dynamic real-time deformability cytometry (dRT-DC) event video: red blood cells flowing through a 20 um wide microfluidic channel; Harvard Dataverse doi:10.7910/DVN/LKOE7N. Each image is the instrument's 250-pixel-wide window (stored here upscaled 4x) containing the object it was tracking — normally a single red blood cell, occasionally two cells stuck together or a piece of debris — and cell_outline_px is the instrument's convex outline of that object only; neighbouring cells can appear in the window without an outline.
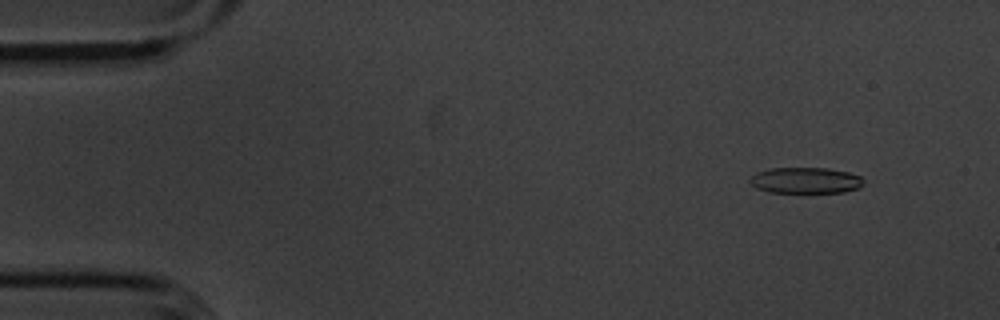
{"species": "common noctule bat (a hibernating species)", "species_latin": "Nyctalus noctula", "temperature_condition": "cold", "stored_images_in_passage": 17, "camera_frame_rate_fps": 3000, "um_per_image_px": 0.085, "animal": {"sex": "male", "body_mass_g": 20.1, "forearm_length_mm": 53.5}, "frame": {"image": 1, "passage_image": 6, "time_ms": 1.667, "image_size_px": [1000, 320], "cell_outline_px": [[864, 180], [860, 188], [844, 192], [768, 192], [756, 188], [748, 180], [756, 172], [768, 168], [828, 168], [848, 172], [860, 176]], "centroid_in_image_um": [68.46, 15.33], "position_along_channel_um": 16.5, "area_um2": 17.28}}
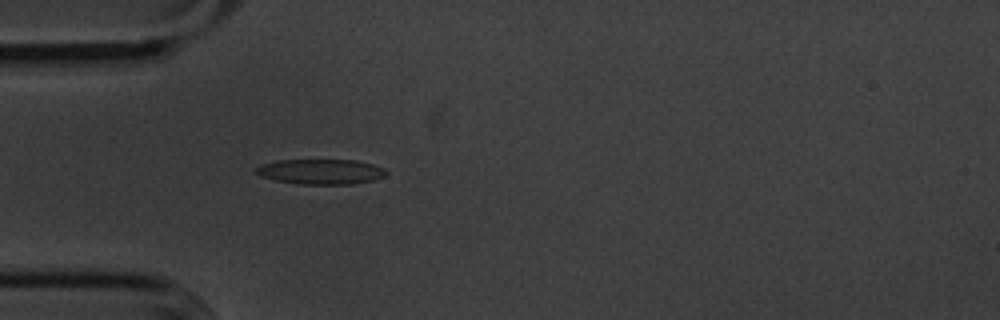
{"frame": {"image": 2, "passage_image": 17, "time_ms": 5.333, "image_size_px": [1000, 320], "cell_outline_px": [[388, 172], [384, 176], [372, 180], [352, 184], [300, 184], [276, 180], [260, 176], [256, 172], [256, 168], [260, 164], [276, 160], [356, 160], [372, 164], [384, 168]], "centroid_in_image_um": [27.26, 14.58], "position_along_channel_um": 57.7, "area_um2": 19.02}}